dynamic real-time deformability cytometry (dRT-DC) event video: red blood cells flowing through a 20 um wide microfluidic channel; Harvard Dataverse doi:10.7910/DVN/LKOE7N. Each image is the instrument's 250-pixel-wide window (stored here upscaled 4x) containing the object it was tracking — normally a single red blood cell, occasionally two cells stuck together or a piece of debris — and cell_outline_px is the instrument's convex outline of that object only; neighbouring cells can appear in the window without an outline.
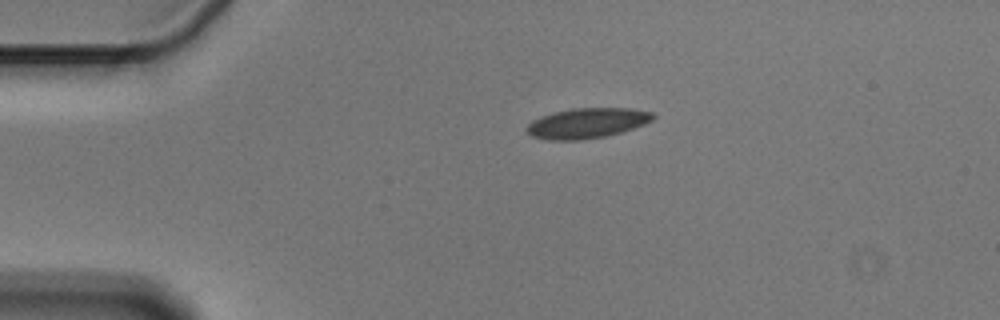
{"species": "Egyptian fruit bat (a non-hibernating species)", "species_latin": "Rousettus aegyptiacus", "temperature_condition": "cold", "stored_images_in_passage": 2, "camera_frame_rate_fps": 3000, "um_per_image_px": 0.085, "animal": {"sex": "male"}, "frame": {"image": 1, "passage_image": 1, "time_ms": 0.0, "image_size_px": [1000, 320], "cell_outline_px": [[656, 116], [652, 120], [644, 124], [620, 132], [604, 136], [584, 140], [544, 140], [532, 136], [524, 132], [524, 128], [532, 120], [552, 112], [572, 108], [632, 108], [652, 112]], "centroid_in_image_um": [49.84, 10.47], "position_along_channel_um": 35.2, "area_um2": 22.43}}